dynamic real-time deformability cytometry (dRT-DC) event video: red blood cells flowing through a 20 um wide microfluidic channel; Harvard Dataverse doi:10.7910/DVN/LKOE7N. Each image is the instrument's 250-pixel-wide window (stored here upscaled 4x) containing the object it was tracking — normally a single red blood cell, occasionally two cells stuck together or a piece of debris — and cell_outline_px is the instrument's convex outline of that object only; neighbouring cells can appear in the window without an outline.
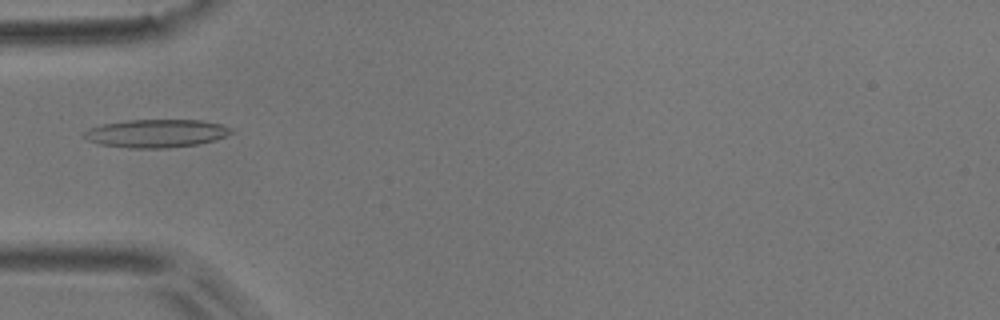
{"species": "common noctule bat (a hibernating species)", "species_latin": "Nyctalus noctula", "temperature_condition": "room temperature", "stored_images_in_passage": 5, "camera_frame_rate_fps": 3000, "um_per_image_px": 0.085, "animal": {"sex": "male", "body_mass_g": 17.9}, "frame": {"image": 1, "passage_image": 5, "time_ms": 1.333, "image_size_px": [1000, 320], "cell_outline_px": [[236, 132], [212, 140], [196, 144], [168, 148], [132, 148], [100, 144], [88, 140], [80, 136], [88, 128], [104, 124], [128, 120], [200, 120], [220, 124], [232, 128]], "centroid_in_image_um": [13.26, 11.33], "position_along_channel_um": 71.7, "area_um2": 23.99}}